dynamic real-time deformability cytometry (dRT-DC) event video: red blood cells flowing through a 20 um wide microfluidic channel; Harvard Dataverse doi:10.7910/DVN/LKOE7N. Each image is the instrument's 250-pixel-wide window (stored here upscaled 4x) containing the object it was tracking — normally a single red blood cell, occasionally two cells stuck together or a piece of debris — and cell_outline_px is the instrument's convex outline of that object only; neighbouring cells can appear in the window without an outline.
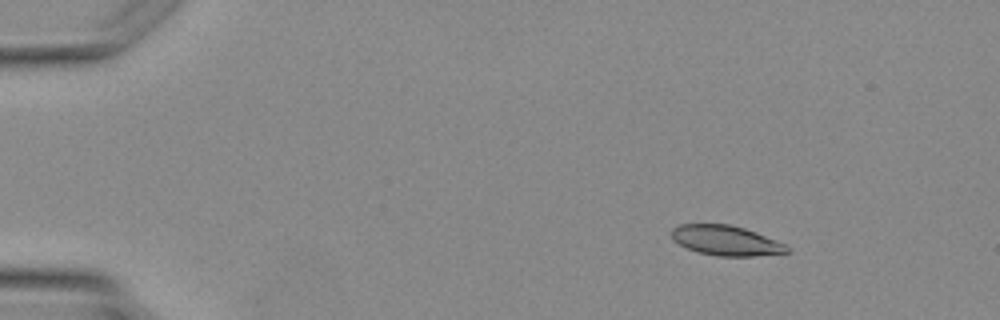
{"species": "Egyptian fruit bat (a non-hibernating species)", "species_latin": "Rousettus aegyptiacus", "temperature_condition": "warm", "stored_images_in_passage": 3, "camera_frame_rate_fps": 3000, "um_per_image_px": 0.085, "animal": {"sex": "female"}, "frame": {"image": 1, "passage_image": 1, "time_ms": 0.0, "image_size_px": [1000, 320], "cell_outline_px": [[788, 252], [752, 256], [716, 256], [700, 252], [688, 248], [672, 240], [672, 228], [680, 224], [728, 224], [744, 228], [756, 232], [784, 244], [788, 248]], "centroid_in_image_um": [61.67, 20.43], "position_along_channel_um": 23.3, "area_um2": 19.83}}